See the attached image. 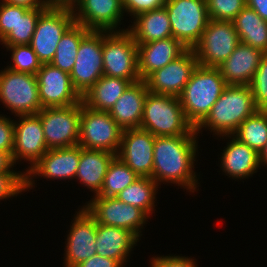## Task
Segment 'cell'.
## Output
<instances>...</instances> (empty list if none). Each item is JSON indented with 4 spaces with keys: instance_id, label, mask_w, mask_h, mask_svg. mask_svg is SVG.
Returning a JSON list of instances; mask_svg holds the SVG:
<instances>
[{
    "instance_id": "obj_28",
    "label": "cell",
    "mask_w": 267,
    "mask_h": 267,
    "mask_svg": "<svg viewBox=\"0 0 267 267\" xmlns=\"http://www.w3.org/2000/svg\"><path fill=\"white\" fill-rule=\"evenodd\" d=\"M139 80L103 75L83 96V103L97 111H109L128 86Z\"/></svg>"
},
{
    "instance_id": "obj_10",
    "label": "cell",
    "mask_w": 267,
    "mask_h": 267,
    "mask_svg": "<svg viewBox=\"0 0 267 267\" xmlns=\"http://www.w3.org/2000/svg\"><path fill=\"white\" fill-rule=\"evenodd\" d=\"M37 115L48 149L78 145L81 101L72 106L42 108Z\"/></svg>"
},
{
    "instance_id": "obj_12",
    "label": "cell",
    "mask_w": 267,
    "mask_h": 267,
    "mask_svg": "<svg viewBox=\"0 0 267 267\" xmlns=\"http://www.w3.org/2000/svg\"><path fill=\"white\" fill-rule=\"evenodd\" d=\"M86 203L85 209L95 218L97 224L127 229L138 239L142 236L141 230L149 218L143 210L126 204L116 197L96 195Z\"/></svg>"
},
{
    "instance_id": "obj_16",
    "label": "cell",
    "mask_w": 267,
    "mask_h": 267,
    "mask_svg": "<svg viewBox=\"0 0 267 267\" xmlns=\"http://www.w3.org/2000/svg\"><path fill=\"white\" fill-rule=\"evenodd\" d=\"M80 146L48 149V151L25 172L26 189L35 186L34 177L47 179H74L78 170Z\"/></svg>"
},
{
    "instance_id": "obj_45",
    "label": "cell",
    "mask_w": 267,
    "mask_h": 267,
    "mask_svg": "<svg viewBox=\"0 0 267 267\" xmlns=\"http://www.w3.org/2000/svg\"><path fill=\"white\" fill-rule=\"evenodd\" d=\"M15 166L10 152L0 151V173H19L21 171L12 170ZM12 168V169H11Z\"/></svg>"
},
{
    "instance_id": "obj_9",
    "label": "cell",
    "mask_w": 267,
    "mask_h": 267,
    "mask_svg": "<svg viewBox=\"0 0 267 267\" xmlns=\"http://www.w3.org/2000/svg\"><path fill=\"white\" fill-rule=\"evenodd\" d=\"M240 43L233 21L209 20L201 39L192 48L198 65L217 68Z\"/></svg>"
},
{
    "instance_id": "obj_8",
    "label": "cell",
    "mask_w": 267,
    "mask_h": 267,
    "mask_svg": "<svg viewBox=\"0 0 267 267\" xmlns=\"http://www.w3.org/2000/svg\"><path fill=\"white\" fill-rule=\"evenodd\" d=\"M0 102L15 117L34 115L41 109L38 82L34 74L13 71L5 67L0 70Z\"/></svg>"
},
{
    "instance_id": "obj_36",
    "label": "cell",
    "mask_w": 267,
    "mask_h": 267,
    "mask_svg": "<svg viewBox=\"0 0 267 267\" xmlns=\"http://www.w3.org/2000/svg\"><path fill=\"white\" fill-rule=\"evenodd\" d=\"M211 20L233 21L246 6V0H206Z\"/></svg>"
},
{
    "instance_id": "obj_3",
    "label": "cell",
    "mask_w": 267,
    "mask_h": 267,
    "mask_svg": "<svg viewBox=\"0 0 267 267\" xmlns=\"http://www.w3.org/2000/svg\"><path fill=\"white\" fill-rule=\"evenodd\" d=\"M227 86L218 68L198 65L178 96L187 120L196 128Z\"/></svg>"
},
{
    "instance_id": "obj_32",
    "label": "cell",
    "mask_w": 267,
    "mask_h": 267,
    "mask_svg": "<svg viewBox=\"0 0 267 267\" xmlns=\"http://www.w3.org/2000/svg\"><path fill=\"white\" fill-rule=\"evenodd\" d=\"M233 136L260 154L267 143V110H257L247 117Z\"/></svg>"
},
{
    "instance_id": "obj_48",
    "label": "cell",
    "mask_w": 267,
    "mask_h": 267,
    "mask_svg": "<svg viewBox=\"0 0 267 267\" xmlns=\"http://www.w3.org/2000/svg\"><path fill=\"white\" fill-rule=\"evenodd\" d=\"M260 165H267V143L265 148L260 153Z\"/></svg>"
},
{
    "instance_id": "obj_25",
    "label": "cell",
    "mask_w": 267,
    "mask_h": 267,
    "mask_svg": "<svg viewBox=\"0 0 267 267\" xmlns=\"http://www.w3.org/2000/svg\"><path fill=\"white\" fill-rule=\"evenodd\" d=\"M138 241L139 239L127 229L96 222V253L117 260L122 266Z\"/></svg>"
},
{
    "instance_id": "obj_7",
    "label": "cell",
    "mask_w": 267,
    "mask_h": 267,
    "mask_svg": "<svg viewBox=\"0 0 267 267\" xmlns=\"http://www.w3.org/2000/svg\"><path fill=\"white\" fill-rule=\"evenodd\" d=\"M123 129L108 111H97L81 100V116L78 145L86 149L118 153Z\"/></svg>"
},
{
    "instance_id": "obj_6",
    "label": "cell",
    "mask_w": 267,
    "mask_h": 267,
    "mask_svg": "<svg viewBox=\"0 0 267 267\" xmlns=\"http://www.w3.org/2000/svg\"><path fill=\"white\" fill-rule=\"evenodd\" d=\"M103 75L141 80L137 43L127 31H103Z\"/></svg>"
},
{
    "instance_id": "obj_27",
    "label": "cell",
    "mask_w": 267,
    "mask_h": 267,
    "mask_svg": "<svg viewBox=\"0 0 267 267\" xmlns=\"http://www.w3.org/2000/svg\"><path fill=\"white\" fill-rule=\"evenodd\" d=\"M133 19L135 20L127 31L137 44L173 37L165 7L141 13Z\"/></svg>"
},
{
    "instance_id": "obj_30",
    "label": "cell",
    "mask_w": 267,
    "mask_h": 267,
    "mask_svg": "<svg viewBox=\"0 0 267 267\" xmlns=\"http://www.w3.org/2000/svg\"><path fill=\"white\" fill-rule=\"evenodd\" d=\"M158 186L151 177H139L116 195V198L143 210L150 217V213H153L155 209Z\"/></svg>"
},
{
    "instance_id": "obj_41",
    "label": "cell",
    "mask_w": 267,
    "mask_h": 267,
    "mask_svg": "<svg viewBox=\"0 0 267 267\" xmlns=\"http://www.w3.org/2000/svg\"><path fill=\"white\" fill-rule=\"evenodd\" d=\"M14 119L0 114V151L13 152Z\"/></svg>"
},
{
    "instance_id": "obj_24",
    "label": "cell",
    "mask_w": 267,
    "mask_h": 267,
    "mask_svg": "<svg viewBox=\"0 0 267 267\" xmlns=\"http://www.w3.org/2000/svg\"><path fill=\"white\" fill-rule=\"evenodd\" d=\"M148 92L144 80L133 82L108 111L123 130L140 128L144 101Z\"/></svg>"
},
{
    "instance_id": "obj_40",
    "label": "cell",
    "mask_w": 267,
    "mask_h": 267,
    "mask_svg": "<svg viewBox=\"0 0 267 267\" xmlns=\"http://www.w3.org/2000/svg\"><path fill=\"white\" fill-rule=\"evenodd\" d=\"M17 23V6L0 2V41Z\"/></svg>"
},
{
    "instance_id": "obj_26",
    "label": "cell",
    "mask_w": 267,
    "mask_h": 267,
    "mask_svg": "<svg viewBox=\"0 0 267 267\" xmlns=\"http://www.w3.org/2000/svg\"><path fill=\"white\" fill-rule=\"evenodd\" d=\"M115 157L116 154L105 150L86 149L80 146L79 166L75 179L94 192V196L98 195L108 167Z\"/></svg>"
},
{
    "instance_id": "obj_42",
    "label": "cell",
    "mask_w": 267,
    "mask_h": 267,
    "mask_svg": "<svg viewBox=\"0 0 267 267\" xmlns=\"http://www.w3.org/2000/svg\"><path fill=\"white\" fill-rule=\"evenodd\" d=\"M150 267H197L194 259L185 256H155L150 259Z\"/></svg>"
},
{
    "instance_id": "obj_37",
    "label": "cell",
    "mask_w": 267,
    "mask_h": 267,
    "mask_svg": "<svg viewBox=\"0 0 267 267\" xmlns=\"http://www.w3.org/2000/svg\"><path fill=\"white\" fill-rule=\"evenodd\" d=\"M249 86L256 108L258 110H267V53L262 56Z\"/></svg>"
},
{
    "instance_id": "obj_31",
    "label": "cell",
    "mask_w": 267,
    "mask_h": 267,
    "mask_svg": "<svg viewBox=\"0 0 267 267\" xmlns=\"http://www.w3.org/2000/svg\"><path fill=\"white\" fill-rule=\"evenodd\" d=\"M89 31L83 25L74 23L60 39L57 44L55 56L50 63L70 74L75 64L80 42Z\"/></svg>"
},
{
    "instance_id": "obj_19",
    "label": "cell",
    "mask_w": 267,
    "mask_h": 267,
    "mask_svg": "<svg viewBox=\"0 0 267 267\" xmlns=\"http://www.w3.org/2000/svg\"><path fill=\"white\" fill-rule=\"evenodd\" d=\"M14 121V141L12 158L15 164L22 160L29 161L26 172L48 151L40 117L18 115ZM17 162V163H16Z\"/></svg>"
},
{
    "instance_id": "obj_15",
    "label": "cell",
    "mask_w": 267,
    "mask_h": 267,
    "mask_svg": "<svg viewBox=\"0 0 267 267\" xmlns=\"http://www.w3.org/2000/svg\"><path fill=\"white\" fill-rule=\"evenodd\" d=\"M36 77L42 108L72 106L82 100L72 86L70 74L51 63L42 64Z\"/></svg>"
},
{
    "instance_id": "obj_11",
    "label": "cell",
    "mask_w": 267,
    "mask_h": 267,
    "mask_svg": "<svg viewBox=\"0 0 267 267\" xmlns=\"http://www.w3.org/2000/svg\"><path fill=\"white\" fill-rule=\"evenodd\" d=\"M103 31L90 30L81 40L70 79L82 97L103 76Z\"/></svg>"
},
{
    "instance_id": "obj_29",
    "label": "cell",
    "mask_w": 267,
    "mask_h": 267,
    "mask_svg": "<svg viewBox=\"0 0 267 267\" xmlns=\"http://www.w3.org/2000/svg\"><path fill=\"white\" fill-rule=\"evenodd\" d=\"M241 43L267 53V21L245 6L233 20Z\"/></svg>"
},
{
    "instance_id": "obj_20",
    "label": "cell",
    "mask_w": 267,
    "mask_h": 267,
    "mask_svg": "<svg viewBox=\"0 0 267 267\" xmlns=\"http://www.w3.org/2000/svg\"><path fill=\"white\" fill-rule=\"evenodd\" d=\"M123 13L122 0H82L73 10L75 23L107 32L127 30L119 27Z\"/></svg>"
},
{
    "instance_id": "obj_18",
    "label": "cell",
    "mask_w": 267,
    "mask_h": 267,
    "mask_svg": "<svg viewBox=\"0 0 267 267\" xmlns=\"http://www.w3.org/2000/svg\"><path fill=\"white\" fill-rule=\"evenodd\" d=\"M155 138L140 128L124 129L116 156L139 177L152 178Z\"/></svg>"
},
{
    "instance_id": "obj_44",
    "label": "cell",
    "mask_w": 267,
    "mask_h": 267,
    "mask_svg": "<svg viewBox=\"0 0 267 267\" xmlns=\"http://www.w3.org/2000/svg\"><path fill=\"white\" fill-rule=\"evenodd\" d=\"M5 3L23 6L28 9H46L48 7L47 0H2Z\"/></svg>"
},
{
    "instance_id": "obj_4",
    "label": "cell",
    "mask_w": 267,
    "mask_h": 267,
    "mask_svg": "<svg viewBox=\"0 0 267 267\" xmlns=\"http://www.w3.org/2000/svg\"><path fill=\"white\" fill-rule=\"evenodd\" d=\"M140 129L157 136L198 135L177 96L148 92Z\"/></svg>"
},
{
    "instance_id": "obj_17",
    "label": "cell",
    "mask_w": 267,
    "mask_h": 267,
    "mask_svg": "<svg viewBox=\"0 0 267 267\" xmlns=\"http://www.w3.org/2000/svg\"><path fill=\"white\" fill-rule=\"evenodd\" d=\"M78 210L67 235L63 267H75L97 254L96 220L84 206Z\"/></svg>"
},
{
    "instance_id": "obj_22",
    "label": "cell",
    "mask_w": 267,
    "mask_h": 267,
    "mask_svg": "<svg viewBox=\"0 0 267 267\" xmlns=\"http://www.w3.org/2000/svg\"><path fill=\"white\" fill-rule=\"evenodd\" d=\"M138 72L141 80L177 59L188 48L173 37L137 44Z\"/></svg>"
},
{
    "instance_id": "obj_39",
    "label": "cell",
    "mask_w": 267,
    "mask_h": 267,
    "mask_svg": "<svg viewBox=\"0 0 267 267\" xmlns=\"http://www.w3.org/2000/svg\"><path fill=\"white\" fill-rule=\"evenodd\" d=\"M166 0H122L124 13L133 17L154 9L162 8Z\"/></svg>"
},
{
    "instance_id": "obj_23",
    "label": "cell",
    "mask_w": 267,
    "mask_h": 267,
    "mask_svg": "<svg viewBox=\"0 0 267 267\" xmlns=\"http://www.w3.org/2000/svg\"><path fill=\"white\" fill-rule=\"evenodd\" d=\"M224 137L231 138L221 152L220 168L229 177L235 179H246L253 176L258 169H261L260 154L248 147L246 144L240 142L233 135H224Z\"/></svg>"
},
{
    "instance_id": "obj_46",
    "label": "cell",
    "mask_w": 267,
    "mask_h": 267,
    "mask_svg": "<svg viewBox=\"0 0 267 267\" xmlns=\"http://www.w3.org/2000/svg\"><path fill=\"white\" fill-rule=\"evenodd\" d=\"M246 6L253 9L263 20L267 21V0H246Z\"/></svg>"
},
{
    "instance_id": "obj_13",
    "label": "cell",
    "mask_w": 267,
    "mask_h": 267,
    "mask_svg": "<svg viewBox=\"0 0 267 267\" xmlns=\"http://www.w3.org/2000/svg\"><path fill=\"white\" fill-rule=\"evenodd\" d=\"M74 23L73 10L47 7L40 14L30 46L42 64L53 60L57 44Z\"/></svg>"
},
{
    "instance_id": "obj_5",
    "label": "cell",
    "mask_w": 267,
    "mask_h": 267,
    "mask_svg": "<svg viewBox=\"0 0 267 267\" xmlns=\"http://www.w3.org/2000/svg\"><path fill=\"white\" fill-rule=\"evenodd\" d=\"M172 36L192 49L210 20L206 0H166Z\"/></svg>"
},
{
    "instance_id": "obj_21",
    "label": "cell",
    "mask_w": 267,
    "mask_h": 267,
    "mask_svg": "<svg viewBox=\"0 0 267 267\" xmlns=\"http://www.w3.org/2000/svg\"><path fill=\"white\" fill-rule=\"evenodd\" d=\"M263 55L261 50L240 42L217 68L227 85H250Z\"/></svg>"
},
{
    "instance_id": "obj_33",
    "label": "cell",
    "mask_w": 267,
    "mask_h": 267,
    "mask_svg": "<svg viewBox=\"0 0 267 267\" xmlns=\"http://www.w3.org/2000/svg\"><path fill=\"white\" fill-rule=\"evenodd\" d=\"M45 9L17 6V23L0 41L4 46L30 45L38 18Z\"/></svg>"
},
{
    "instance_id": "obj_38",
    "label": "cell",
    "mask_w": 267,
    "mask_h": 267,
    "mask_svg": "<svg viewBox=\"0 0 267 267\" xmlns=\"http://www.w3.org/2000/svg\"><path fill=\"white\" fill-rule=\"evenodd\" d=\"M26 191L25 172L0 173V200L8 199Z\"/></svg>"
},
{
    "instance_id": "obj_34",
    "label": "cell",
    "mask_w": 267,
    "mask_h": 267,
    "mask_svg": "<svg viewBox=\"0 0 267 267\" xmlns=\"http://www.w3.org/2000/svg\"><path fill=\"white\" fill-rule=\"evenodd\" d=\"M138 178L139 176L116 156L108 167L101 191L97 196L116 197Z\"/></svg>"
},
{
    "instance_id": "obj_1",
    "label": "cell",
    "mask_w": 267,
    "mask_h": 267,
    "mask_svg": "<svg viewBox=\"0 0 267 267\" xmlns=\"http://www.w3.org/2000/svg\"><path fill=\"white\" fill-rule=\"evenodd\" d=\"M198 135L157 136L153 150L152 179L158 184L173 183L190 192L199 187L194 163ZM198 185V186H197Z\"/></svg>"
},
{
    "instance_id": "obj_43",
    "label": "cell",
    "mask_w": 267,
    "mask_h": 267,
    "mask_svg": "<svg viewBox=\"0 0 267 267\" xmlns=\"http://www.w3.org/2000/svg\"><path fill=\"white\" fill-rule=\"evenodd\" d=\"M75 267H123L117 260L112 258L103 257L98 254L90 257Z\"/></svg>"
},
{
    "instance_id": "obj_14",
    "label": "cell",
    "mask_w": 267,
    "mask_h": 267,
    "mask_svg": "<svg viewBox=\"0 0 267 267\" xmlns=\"http://www.w3.org/2000/svg\"><path fill=\"white\" fill-rule=\"evenodd\" d=\"M198 66L193 49L151 73L144 81L151 93L179 96Z\"/></svg>"
},
{
    "instance_id": "obj_47",
    "label": "cell",
    "mask_w": 267,
    "mask_h": 267,
    "mask_svg": "<svg viewBox=\"0 0 267 267\" xmlns=\"http://www.w3.org/2000/svg\"><path fill=\"white\" fill-rule=\"evenodd\" d=\"M82 0H47L49 8L74 10Z\"/></svg>"
},
{
    "instance_id": "obj_35",
    "label": "cell",
    "mask_w": 267,
    "mask_h": 267,
    "mask_svg": "<svg viewBox=\"0 0 267 267\" xmlns=\"http://www.w3.org/2000/svg\"><path fill=\"white\" fill-rule=\"evenodd\" d=\"M9 50L12 59V65L6 68L17 72L30 73L36 75L42 66V62L30 45H11L5 46Z\"/></svg>"
},
{
    "instance_id": "obj_2",
    "label": "cell",
    "mask_w": 267,
    "mask_h": 267,
    "mask_svg": "<svg viewBox=\"0 0 267 267\" xmlns=\"http://www.w3.org/2000/svg\"><path fill=\"white\" fill-rule=\"evenodd\" d=\"M258 109L249 85H227L213 104L210 113L195 128L196 133L208 128L213 135H233L239 125Z\"/></svg>"
}]
</instances>
